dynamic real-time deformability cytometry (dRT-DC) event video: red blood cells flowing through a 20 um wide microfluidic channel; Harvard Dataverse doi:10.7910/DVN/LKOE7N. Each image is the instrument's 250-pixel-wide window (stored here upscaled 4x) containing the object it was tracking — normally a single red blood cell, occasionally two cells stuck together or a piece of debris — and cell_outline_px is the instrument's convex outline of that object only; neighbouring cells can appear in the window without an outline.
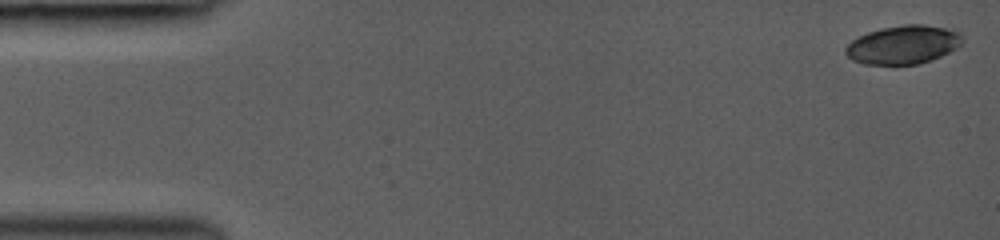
{"species": "common noctule bat (a hibernating species)", "species_latin": "Nyctalus noctula", "temperature_condition": "room temperature", "stored_images_in_passage": 17, "camera_frame_rate_fps": 3000, "um_per_image_px": 0.085, "animal": {"sex": "female", "body_mass_g": 19.0, "forearm_length_mm": 53.3}, "frame": {"image": 1, "passage_image": 1, "time_ms": 0.0, "image_size_px": [1000, 240], "cell_outline_px": [[964, 40], [956, 48], [932, 60], [920, 64], [864, 64], [852, 60], [844, 52], [844, 48], [852, 40], [868, 32], [880, 28], [904, 24], [924, 24], [944, 28], [960, 32], [964, 36]], "centroid_in_image_um": [76.78, 3.8], "position_along_channel_um": 8.2, "area_um2": 26.3}}
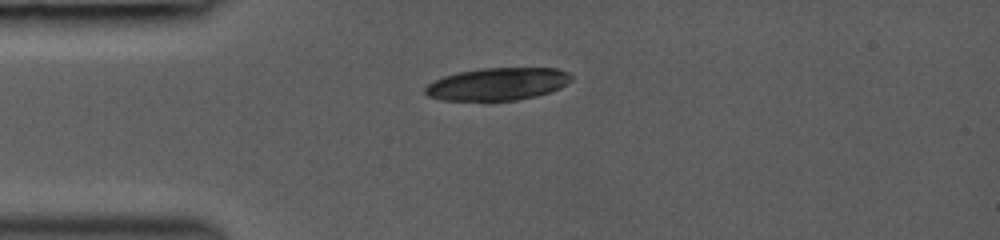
{"frame": {"image": 2, "passage_image": 10, "time_ms": 3.667, "image_size_px": [1000, 240], "cell_outline_px": [[572, 80], [560, 88], [552, 92], [536, 96], [516, 100], [488, 104], [440, 100], [428, 96], [424, 92], [424, 88], [432, 80], [456, 72], [480, 68], [556, 68], [568, 72], [572, 76]], "centroid_in_image_um": [42.23, 7.19], "position_along_channel_um": 42.8, "area_um2": 29.02}}